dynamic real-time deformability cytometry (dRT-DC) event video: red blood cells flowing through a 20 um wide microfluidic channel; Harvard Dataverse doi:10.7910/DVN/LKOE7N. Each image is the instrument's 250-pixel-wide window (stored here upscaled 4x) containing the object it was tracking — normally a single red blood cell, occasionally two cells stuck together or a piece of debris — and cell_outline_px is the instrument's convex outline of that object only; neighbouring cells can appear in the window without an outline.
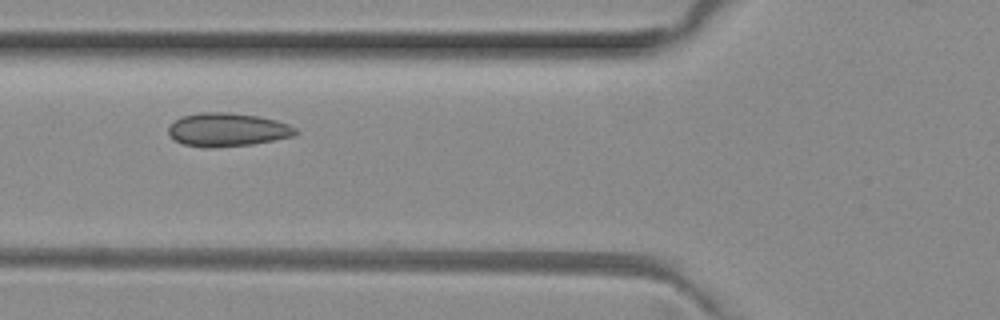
{"species": "common noctule bat (a hibernating species)", "species_latin": "Nyctalus noctula", "temperature_condition": "room temperature", "stored_images_in_passage": 9, "camera_frame_rate_fps": 3000, "um_per_image_px": 0.085, "animal": {"sex": "female", "body_mass_g": 29.2, "forearm_length_mm": 56.3}, "frame": {"image": 1, "passage_image": 7, "time_ms": 2.0, "image_size_px": [1000, 320], "cell_outline_px": [[300, 132], [296, 136], [252, 144], [184, 144], [176, 140], [168, 132], [168, 128], [180, 116], [200, 112], [228, 112], [260, 116], [276, 120], [288, 124], [296, 128]], "centroid_in_image_um": [19.43, 10.96], "position_along_channel_um": 106.4, "area_um2": 23.87}}
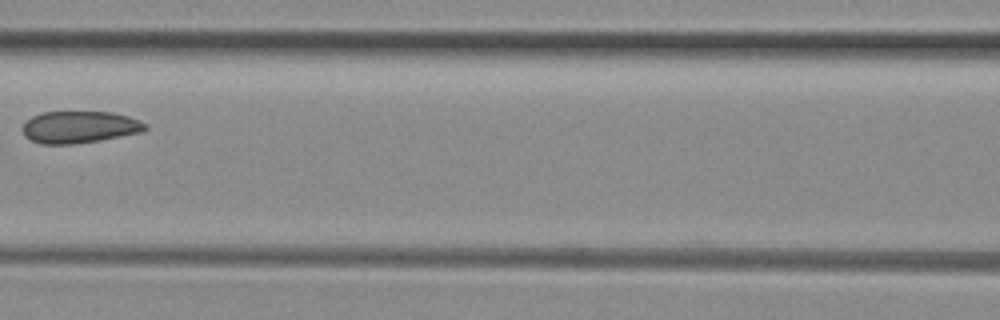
{"frame": {"image": 2, "passage_image": 8, "time_ms": 2.333, "image_size_px": [1000, 320], "cell_outline_px": [[148, 128], [144, 132], [100, 140], [72, 144], [40, 144], [24, 136], [24, 124], [32, 116], [44, 112], [112, 112], [128, 116], [140, 120], [148, 124]], "centroid_in_image_um": [6.82, 10.8], "position_along_channel_um": 159.8, "area_um2": 22.89}}
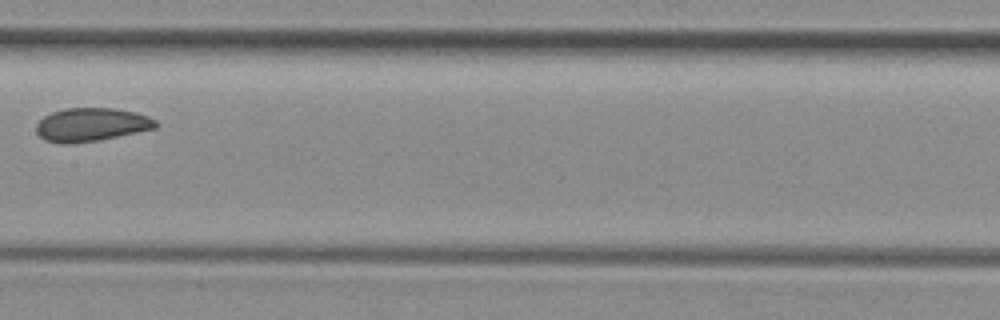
{"frame": {"image": 3, "passage_image": 9, "time_ms": 2.667, "image_size_px": [1000, 320], "cell_outline_px": [[160, 124], [156, 128], [96, 140], [68, 144], [60, 144], [44, 140], [36, 132], [36, 124], [44, 116], [52, 112], [64, 108], [112, 108], [136, 112], [148, 116], [156, 120]], "centroid_in_image_um": [7.75, 10.59], "position_along_channel_um": 199.7, "area_um2": 23.24}}